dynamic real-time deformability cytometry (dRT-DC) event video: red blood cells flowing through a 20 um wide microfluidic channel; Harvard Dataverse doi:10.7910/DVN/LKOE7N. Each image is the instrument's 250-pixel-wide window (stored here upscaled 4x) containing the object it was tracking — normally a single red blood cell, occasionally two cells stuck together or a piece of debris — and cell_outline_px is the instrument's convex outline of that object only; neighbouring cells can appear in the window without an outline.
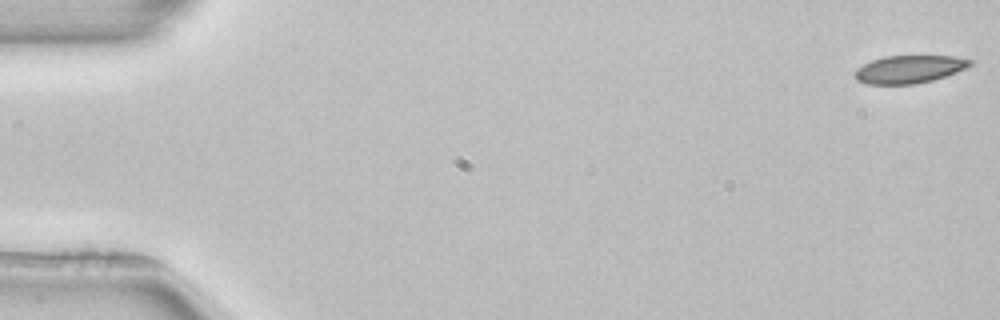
{"species": "common noctule bat (a hibernating species)", "species_latin": "Nyctalus noctula", "temperature_condition": "room temperature", "stored_images_in_passage": 53, "camera_frame_rate_fps": 3000, "um_per_image_px": 0.085, "animal": {"sex": "female", "body_mass_g": 22.7, "forearm_length_mm": 54.2}, "frame": {"image": 1, "passage_image": 1, "time_ms": 0.0, "image_size_px": [1000, 320], "cell_outline_px": [[972, 64], [956, 72], [932, 80], [916, 84], [868, 84], [856, 80], [852, 72], [856, 68], [872, 60], [884, 56], [952, 56], [972, 60]], "centroid_in_image_um": [77.22, 5.89], "position_along_channel_um": 7.8, "area_um2": 18.61}}
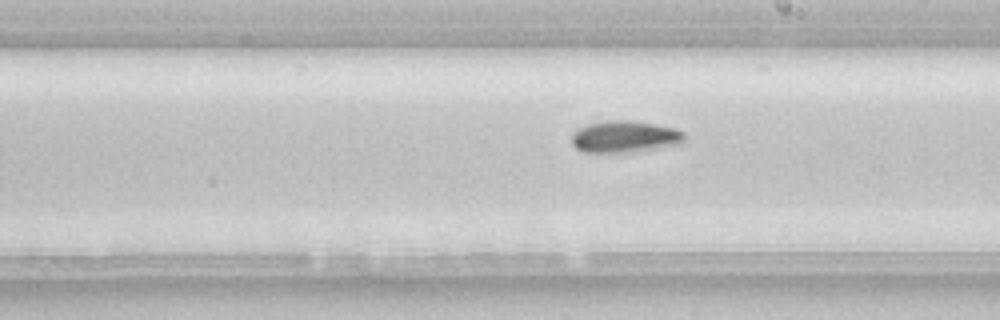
{"frame": {"image": 2, "passage_image": 30, "time_ms": 9.667, "image_size_px": [1000, 320], "cell_outline_px": [[684, 140], [680, 144], [656, 148], [624, 152], [584, 152], [576, 148], [572, 144], [572, 132], [588, 124], [604, 120], [628, 120], [676, 128], [684, 132]], "centroid_in_image_um": [53.08, 11.61], "position_along_channel_um": 235.9, "area_um2": 20.69}}
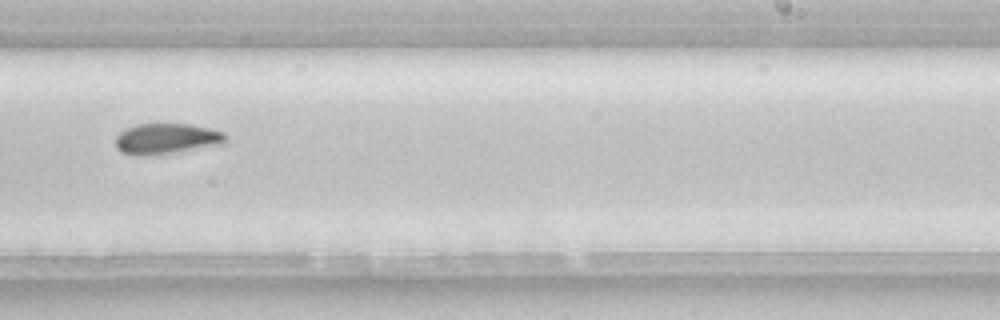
{"frame": {"image": 3, "passage_image": 33, "time_ms": 10.667, "image_size_px": [1000, 320], "cell_outline_px": [[228, 140], [224, 144], [172, 152], [144, 156], [136, 156], [120, 152], [116, 148], [116, 136], [120, 132], [136, 124], [192, 124], [224, 132], [228, 136]], "centroid_in_image_um": [14.16, 11.79], "position_along_channel_um": 274.8, "area_um2": 19.71}, "authors_computed_cell_mechanics": {"area_um2": 19.4786, "velocity_mm_per_s": 3.9284, "shape_relaxation_time_tau1_ms": 8.3292, "shape_relaxation_time_tau2_ms": null, "deformation_change_tau1": 0.1159, "deformation_change_tau2": null}}